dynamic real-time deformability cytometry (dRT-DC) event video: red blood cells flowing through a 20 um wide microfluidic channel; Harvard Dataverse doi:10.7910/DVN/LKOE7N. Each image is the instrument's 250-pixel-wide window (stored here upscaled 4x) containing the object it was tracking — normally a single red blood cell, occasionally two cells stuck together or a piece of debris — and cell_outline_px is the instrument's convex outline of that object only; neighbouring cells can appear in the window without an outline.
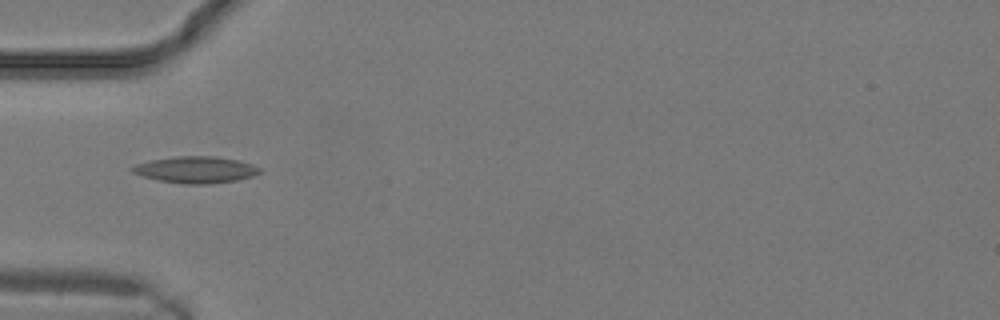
{"species": "common noctule bat (a hibernating species)", "species_latin": "Nyctalus noctula", "temperature_condition": "warm", "stored_images_in_passage": 2, "camera_frame_rate_fps": 3000, "um_per_image_px": 0.085, "animal": {"sex": "male", "body_mass_g": 19.2, "forearm_length_mm": 51.8}, "frame": {"image": 1, "passage_image": 1, "time_ms": 0.0, "image_size_px": [1000, 320], "cell_outline_px": [[264, 172], [252, 176], [236, 180], [212, 184], [184, 184], [160, 180], [144, 176], [132, 172], [128, 168], [136, 164], [152, 160], [172, 156], [216, 156], [236, 160], [252, 164], [260, 168]], "centroid_in_image_um": [16.65, 14.42], "position_along_channel_um": 68.3, "area_um2": 19.77}}